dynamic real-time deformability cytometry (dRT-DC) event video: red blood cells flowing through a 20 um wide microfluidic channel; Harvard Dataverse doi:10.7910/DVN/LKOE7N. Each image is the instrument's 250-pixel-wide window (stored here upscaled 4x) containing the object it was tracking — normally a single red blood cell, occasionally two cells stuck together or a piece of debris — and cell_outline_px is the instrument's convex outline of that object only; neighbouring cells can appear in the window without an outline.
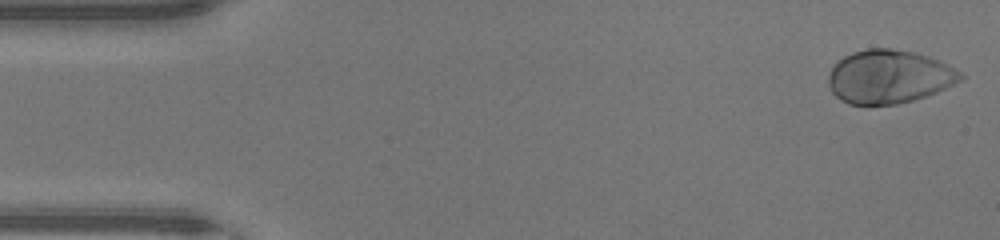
{"species": "human", "species_latin": "Homo sapiens", "temperature_condition": "warm", "stored_images_in_passage": 45, "camera_frame_rate_fps": 3000, "um_per_image_px": 0.085, "donor": {"sex": "male"}, "frame": {"image": 1, "passage_image": 1, "time_ms": 0.0, "image_size_px": [1000, 240], "cell_outline_px": [[964, 76], [960, 80], [936, 92], [912, 100], [896, 104], [848, 104], [840, 100], [832, 92], [828, 84], [828, 76], [832, 64], [844, 56], [852, 52], [868, 48], [892, 48], [912, 52], [928, 56], [960, 72]], "centroid_in_image_um": [75.49, 6.51], "position_along_channel_um": 9.5, "area_um2": 40.81}}
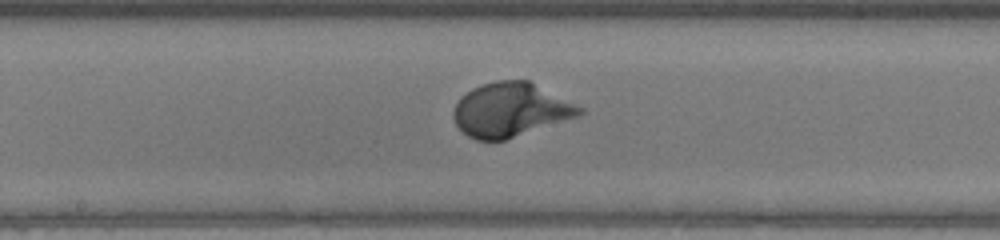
{"frame": {"image": 2, "passage_image": 23, "time_ms": 7.333, "image_size_px": [1000, 240], "cell_outline_px": [[584, 112], [580, 116], [504, 140], [476, 140], [468, 136], [456, 124], [452, 116], [452, 112], [460, 96], [472, 88], [480, 84], [496, 80], [528, 80], [584, 108]], "centroid_in_image_um": [43.38, 9.33], "position_along_channel_um": 204.8, "area_um2": 39.65}}
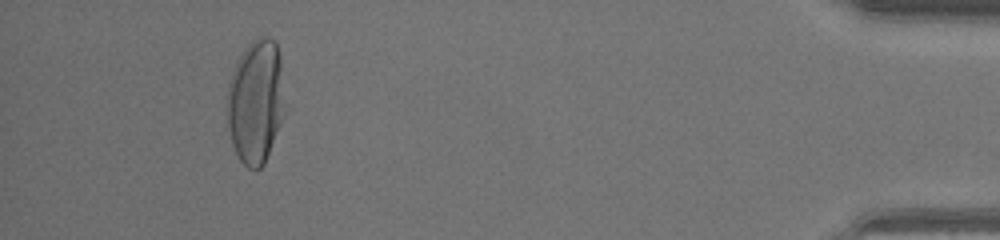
{"frame": {"image": 3, "passage_image": 42, "time_ms": 13.667, "image_size_px": [1000, 240], "cell_outline_px": [[284, 116], [264, 164], [260, 168], [248, 168], [240, 160], [232, 144], [228, 128], [228, 84], [232, 72], [240, 56], [248, 44], [252, 40], [260, 36], [268, 36], [276, 40], [280, 56], [284, 112]], "centroid_in_image_um": [21.74, 8.61], "position_along_channel_um": 413.5, "area_um2": 41.44}}